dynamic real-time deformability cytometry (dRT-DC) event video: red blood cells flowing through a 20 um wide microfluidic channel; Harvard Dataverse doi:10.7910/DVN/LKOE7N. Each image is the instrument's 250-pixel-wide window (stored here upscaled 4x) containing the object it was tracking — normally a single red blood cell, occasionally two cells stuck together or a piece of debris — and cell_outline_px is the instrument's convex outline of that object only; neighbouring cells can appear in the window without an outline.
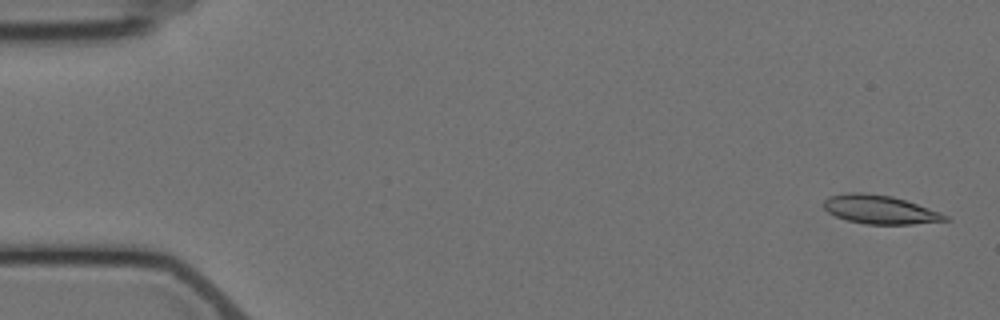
{"species": "Egyptian fruit bat (a non-hibernating species)", "species_latin": "Rousettus aegyptiacus", "temperature_condition": "cold", "stored_images_in_passage": 15, "camera_frame_rate_fps": 3000, "um_per_image_px": 0.085, "animal": {"sex": "female"}, "frame": {"image": 1, "passage_image": 1, "time_ms": 0.0, "image_size_px": [1000, 320], "cell_outline_px": [[952, 220], [912, 224], [868, 224], [848, 220], [836, 216], [828, 212], [824, 208], [824, 200], [828, 196], [844, 192], [864, 192], [892, 196], [940, 212], [948, 216]], "centroid_in_image_um": [74.77, 17.8], "position_along_channel_um": 10.2, "area_um2": 20.23}}
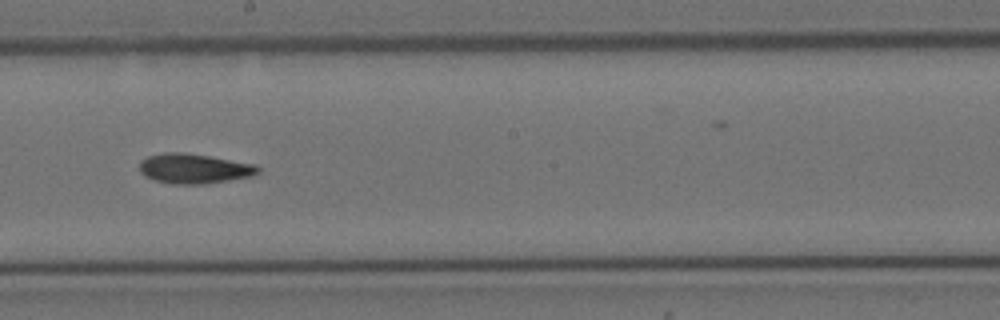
{"frame": {"image": 2, "passage_image": 8, "time_ms": 10.0, "image_size_px": [1000, 320], "cell_outline_px": [[260, 172], [252, 176], [204, 184], [172, 184], [156, 180], [144, 176], [140, 172], [140, 160], [148, 156], [164, 152], [184, 152], [256, 164], [260, 168]], "centroid_in_image_um": [16.49, 14.32], "position_along_channel_um": 231.7, "area_um2": 20.63}}
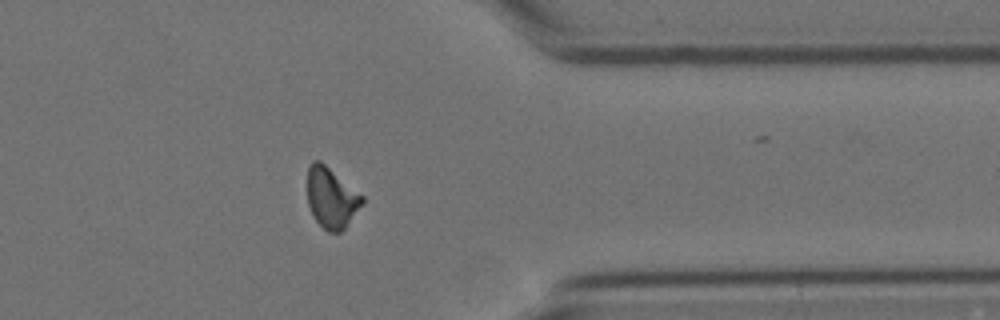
{"frame": {"image": 3, "passage_image": 12, "time_ms": 14.667, "image_size_px": [1000, 320], "cell_outline_px": [[364, 204], [344, 228], [340, 232], [328, 232], [312, 216], [308, 204], [308, 168], [312, 160], [320, 160], [364, 196]], "centroid_in_image_um": [28.18, 16.81], "position_along_channel_um": 383.2, "area_um2": 19.36}}